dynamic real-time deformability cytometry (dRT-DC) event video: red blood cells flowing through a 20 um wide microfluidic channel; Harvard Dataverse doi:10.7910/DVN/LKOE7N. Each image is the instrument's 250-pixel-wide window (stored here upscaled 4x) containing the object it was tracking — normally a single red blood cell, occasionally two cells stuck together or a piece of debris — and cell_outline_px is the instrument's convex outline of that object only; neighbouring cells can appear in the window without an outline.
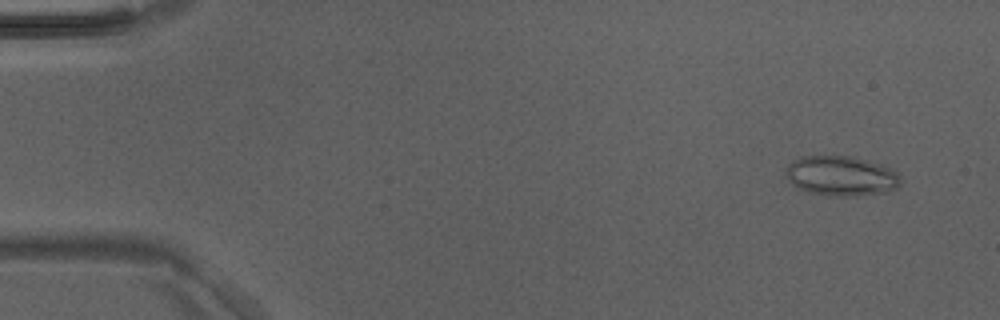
{"species": "Egyptian fruit bat (a non-hibernating species)", "species_latin": "Rousettus aegyptiacus", "temperature_condition": "room temperature", "stored_images_in_passage": 23, "camera_frame_rate_fps": 3000, "um_per_image_px": 0.085, "animal": {"sex": "male"}, "frame": {"image": 1, "passage_image": 4, "time_ms": 1.0, "image_size_px": [1000, 320], "cell_outline_px": [[900, 184], [896, 188], [888, 192], [856, 196], [840, 196], [808, 192], [792, 184], [788, 180], [784, 172], [788, 164], [800, 156], [856, 156], [880, 164], [896, 172], [900, 176]], "centroid_in_image_um": [71.49, 14.94], "position_along_channel_um": 13.5, "area_um2": 26.76}}
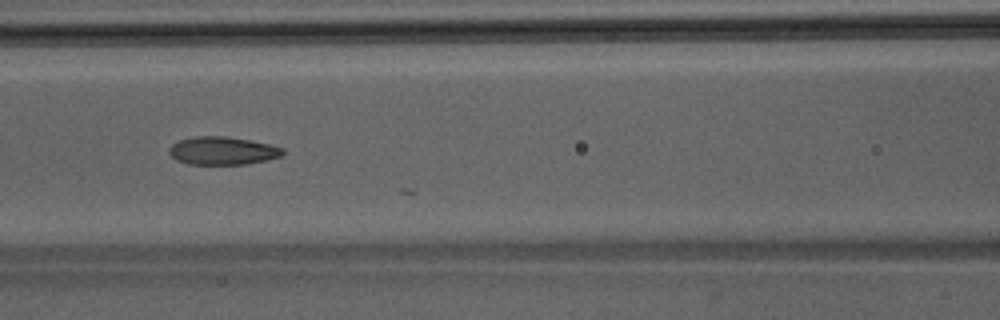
{"frame": {"image": 2, "passage_image": 22, "time_ms": 7.0, "image_size_px": [1000, 320], "cell_outline_px": [[284, 152], [280, 156], [248, 164], [188, 164], [176, 160], [168, 152], [168, 148], [172, 144], [180, 140], [196, 136], [224, 136], [252, 140], [284, 148]], "centroid_in_image_um": [18.89, 12.81], "position_along_channel_um": 147.7, "area_um2": 18.5}}